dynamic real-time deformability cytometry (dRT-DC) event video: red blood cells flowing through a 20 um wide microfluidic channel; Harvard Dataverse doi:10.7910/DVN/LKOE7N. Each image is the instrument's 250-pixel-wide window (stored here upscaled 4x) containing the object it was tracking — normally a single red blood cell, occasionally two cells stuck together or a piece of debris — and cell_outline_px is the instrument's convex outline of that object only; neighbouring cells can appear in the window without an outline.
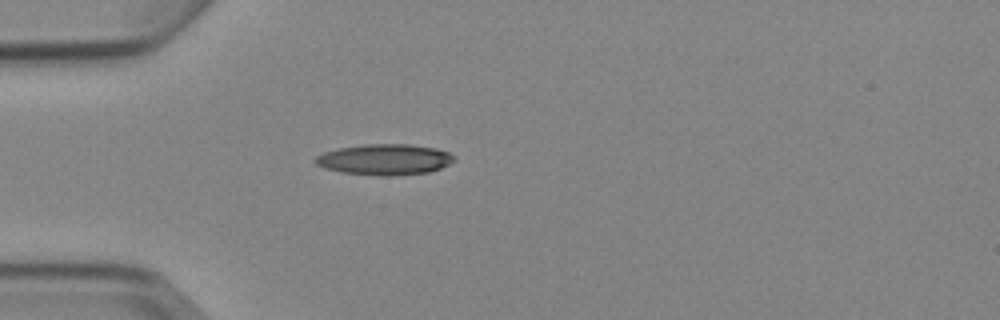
{"species": "Egyptian fruit bat (a non-hibernating species)", "species_latin": "Rousettus aegyptiacus", "temperature_condition": "cold", "stored_images_in_passage": 3, "camera_frame_rate_fps": 3000, "um_per_image_px": 0.085, "animal": {"sex": "female"}, "frame": {"image": 1, "passage_image": 3, "time_ms": 3.333, "image_size_px": [1000, 320], "cell_outline_px": [[456, 160], [440, 168], [428, 172], [392, 176], [380, 176], [344, 172], [324, 168], [316, 164], [312, 160], [316, 156], [324, 152], [340, 148], [364, 144], [408, 144], [436, 148], [448, 152], [456, 156]], "centroid_in_image_um": [32.7, 13.55], "position_along_channel_um": 52.3, "area_um2": 24.97}}